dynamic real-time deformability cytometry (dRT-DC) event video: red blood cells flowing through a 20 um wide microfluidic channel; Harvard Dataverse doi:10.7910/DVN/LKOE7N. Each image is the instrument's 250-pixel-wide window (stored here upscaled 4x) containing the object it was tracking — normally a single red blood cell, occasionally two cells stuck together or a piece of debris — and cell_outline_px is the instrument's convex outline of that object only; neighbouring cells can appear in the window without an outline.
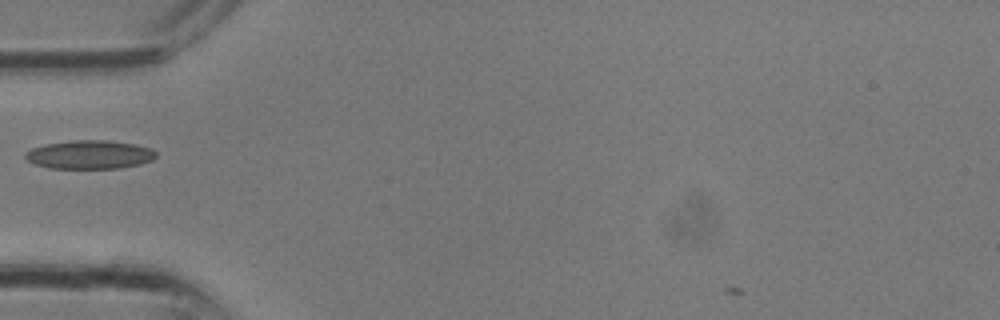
{"species": "common noctule bat (a hibernating species)", "species_latin": "Nyctalus noctula", "temperature_condition": "room temperature", "stored_images_in_passage": 2, "camera_frame_rate_fps": 3000, "um_per_image_px": 0.085, "animal": {"sex": "male", "body_mass_g": 13.3}, "frame": {"image": 1, "passage_image": 1, "time_ms": 0.0, "image_size_px": [1000, 320], "cell_outline_px": [[156, 156], [152, 160], [140, 164], [120, 168], [48, 168], [36, 164], [28, 160], [24, 156], [24, 152], [32, 148], [44, 144], [72, 140], [104, 140], [136, 144], [152, 148], [156, 152]], "centroid_in_image_um": [7.62, 13.13], "position_along_channel_um": 77.4, "area_um2": 21.85}}